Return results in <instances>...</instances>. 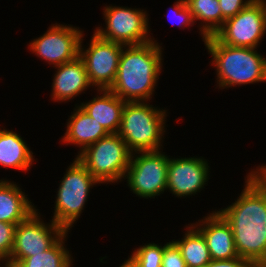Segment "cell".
I'll return each mask as SVG.
<instances>
[{
	"mask_svg": "<svg viewBox=\"0 0 266 267\" xmlns=\"http://www.w3.org/2000/svg\"><path fill=\"white\" fill-rule=\"evenodd\" d=\"M165 245L162 246L153 242L145 243L134 249L130 259L138 267H161Z\"/></svg>",
	"mask_w": 266,
	"mask_h": 267,
	"instance_id": "obj_23",
	"label": "cell"
},
{
	"mask_svg": "<svg viewBox=\"0 0 266 267\" xmlns=\"http://www.w3.org/2000/svg\"><path fill=\"white\" fill-rule=\"evenodd\" d=\"M234 203L217 210L230 224L240 258L266 267V193L249 176Z\"/></svg>",
	"mask_w": 266,
	"mask_h": 267,
	"instance_id": "obj_1",
	"label": "cell"
},
{
	"mask_svg": "<svg viewBox=\"0 0 266 267\" xmlns=\"http://www.w3.org/2000/svg\"><path fill=\"white\" fill-rule=\"evenodd\" d=\"M144 9L125 6L106 5L103 7L105 25L96 27V33L101 39L122 44L124 46L140 45L155 38L149 34V18Z\"/></svg>",
	"mask_w": 266,
	"mask_h": 267,
	"instance_id": "obj_7",
	"label": "cell"
},
{
	"mask_svg": "<svg viewBox=\"0 0 266 267\" xmlns=\"http://www.w3.org/2000/svg\"><path fill=\"white\" fill-rule=\"evenodd\" d=\"M181 240L174 242L180 248L187 267H205L212 259L202 234L188 224Z\"/></svg>",
	"mask_w": 266,
	"mask_h": 267,
	"instance_id": "obj_21",
	"label": "cell"
},
{
	"mask_svg": "<svg viewBox=\"0 0 266 267\" xmlns=\"http://www.w3.org/2000/svg\"><path fill=\"white\" fill-rule=\"evenodd\" d=\"M1 262L3 263V266H1ZM7 263L8 261L6 259L0 257V267H4Z\"/></svg>",
	"mask_w": 266,
	"mask_h": 267,
	"instance_id": "obj_30",
	"label": "cell"
},
{
	"mask_svg": "<svg viewBox=\"0 0 266 267\" xmlns=\"http://www.w3.org/2000/svg\"><path fill=\"white\" fill-rule=\"evenodd\" d=\"M27 196L16 182L1 179L0 221L17 225L34 212L36 206Z\"/></svg>",
	"mask_w": 266,
	"mask_h": 267,
	"instance_id": "obj_18",
	"label": "cell"
},
{
	"mask_svg": "<svg viewBox=\"0 0 266 267\" xmlns=\"http://www.w3.org/2000/svg\"><path fill=\"white\" fill-rule=\"evenodd\" d=\"M16 225L0 221V257L10 259L13 249Z\"/></svg>",
	"mask_w": 266,
	"mask_h": 267,
	"instance_id": "obj_24",
	"label": "cell"
},
{
	"mask_svg": "<svg viewBox=\"0 0 266 267\" xmlns=\"http://www.w3.org/2000/svg\"><path fill=\"white\" fill-rule=\"evenodd\" d=\"M88 48L80 41L79 57L82 59L90 84L96 90L109 89L116 77L124 45L101 39L93 32Z\"/></svg>",
	"mask_w": 266,
	"mask_h": 267,
	"instance_id": "obj_11",
	"label": "cell"
},
{
	"mask_svg": "<svg viewBox=\"0 0 266 267\" xmlns=\"http://www.w3.org/2000/svg\"><path fill=\"white\" fill-rule=\"evenodd\" d=\"M266 35V5L253 0L234 17L225 20L215 37L227 46L258 48Z\"/></svg>",
	"mask_w": 266,
	"mask_h": 267,
	"instance_id": "obj_9",
	"label": "cell"
},
{
	"mask_svg": "<svg viewBox=\"0 0 266 267\" xmlns=\"http://www.w3.org/2000/svg\"><path fill=\"white\" fill-rule=\"evenodd\" d=\"M132 152L117 133H109L87 146L76 157L101 184L121 182Z\"/></svg>",
	"mask_w": 266,
	"mask_h": 267,
	"instance_id": "obj_6",
	"label": "cell"
},
{
	"mask_svg": "<svg viewBox=\"0 0 266 267\" xmlns=\"http://www.w3.org/2000/svg\"><path fill=\"white\" fill-rule=\"evenodd\" d=\"M174 240L167 242L164 246L161 267H187L181 250Z\"/></svg>",
	"mask_w": 266,
	"mask_h": 267,
	"instance_id": "obj_25",
	"label": "cell"
},
{
	"mask_svg": "<svg viewBox=\"0 0 266 267\" xmlns=\"http://www.w3.org/2000/svg\"><path fill=\"white\" fill-rule=\"evenodd\" d=\"M170 11L175 14L174 18L176 17L177 24L176 21L174 22L176 25H179V28H185L186 26H188L189 28V26L191 27L195 24L192 14L185 0H176V2H174L173 4V7H170Z\"/></svg>",
	"mask_w": 266,
	"mask_h": 267,
	"instance_id": "obj_26",
	"label": "cell"
},
{
	"mask_svg": "<svg viewBox=\"0 0 266 267\" xmlns=\"http://www.w3.org/2000/svg\"><path fill=\"white\" fill-rule=\"evenodd\" d=\"M4 267H16V265H13V264H10V263H7Z\"/></svg>",
	"mask_w": 266,
	"mask_h": 267,
	"instance_id": "obj_31",
	"label": "cell"
},
{
	"mask_svg": "<svg viewBox=\"0 0 266 267\" xmlns=\"http://www.w3.org/2000/svg\"><path fill=\"white\" fill-rule=\"evenodd\" d=\"M162 49L157 40L124 46L115 80L108 90L125 102L152 100L162 72Z\"/></svg>",
	"mask_w": 266,
	"mask_h": 267,
	"instance_id": "obj_2",
	"label": "cell"
},
{
	"mask_svg": "<svg viewBox=\"0 0 266 267\" xmlns=\"http://www.w3.org/2000/svg\"><path fill=\"white\" fill-rule=\"evenodd\" d=\"M93 99L81 102L80 107L87 112L96 123H100L108 133H118L121 124L122 110L125 101L108 89L97 90Z\"/></svg>",
	"mask_w": 266,
	"mask_h": 267,
	"instance_id": "obj_16",
	"label": "cell"
},
{
	"mask_svg": "<svg viewBox=\"0 0 266 267\" xmlns=\"http://www.w3.org/2000/svg\"><path fill=\"white\" fill-rule=\"evenodd\" d=\"M205 267H255L250 261L237 257L229 260H211Z\"/></svg>",
	"mask_w": 266,
	"mask_h": 267,
	"instance_id": "obj_28",
	"label": "cell"
},
{
	"mask_svg": "<svg viewBox=\"0 0 266 267\" xmlns=\"http://www.w3.org/2000/svg\"><path fill=\"white\" fill-rule=\"evenodd\" d=\"M83 30L73 25L51 24L48 30L33 39L28 49L53 67L70 62L79 56Z\"/></svg>",
	"mask_w": 266,
	"mask_h": 267,
	"instance_id": "obj_12",
	"label": "cell"
},
{
	"mask_svg": "<svg viewBox=\"0 0 266 267\" xmlns=\"http://www.w3.org/2000/svg\"><path fill=\"white\" fill-rule=\"evenodd\" d=\"M33 152L26 141L15 131L0 129V165L28 171L34 162Z\"/></svg>",
	"mask_w": 266,
	"mask_h": 267,
	"instance_id": "obj_19",
	"label": "cell"
},
{
	"mask_svg": "<svg viewBox=\"0 0 266 267\" xmlns=\"http://www.w3.org/2000/svg\"><path fill=\"white\" fill-rule=\"evenodd\" d=\"M66 231L53 220L44 222L36 209L15 229L13 249L8 263L15 265L24 258L43 253L49 249Z\"/></svg>",
	"mask_w": 266,
	"mask_h": 267,
	"instance_id": "obj_10",
	"label": "cell"
},
{
	"mask_svg": "<svg viewBox=\"0 0 266 267\" xmlns=\"http://www.w3.org/2000/svg\"><path fill=\"white\" fill-rule=\"evenodd\" d=\"M208 164L201 156L169 158L167 190L178 198L195 196L210 179Z\"/></svg>",
	"mask_w": 266,
	"mask_h": 267,
	"instance_id": "obj_13",
	"label": "cell"
},
{
	"mask_svg": "<svg viewBox=\"0 0 266 267\" xmlns=\"http://www.w3.org/2000/svg\"><path fill=\"white\" fill-rule=\"evenodd\" d=\"M73 113L68 118L66 132L61 138V142L66 145H77L81 153L87 146L97 142L100 138L106 137L109 133L94 118L85 112L79 105H75Z\"/></svg>",
	"mask_w": 266,
	"mask_h": 267,
	"instance_id": "obj_17",
	"label": "cell"
},
{
	"mask_svg": "<svg viewBox=\"0 0 266 267\" xmlns=\"http://www.w3.org/2000/svg\"><path fill=\"white\" fill-rule=\"evenodd\" d=\"M204 46L212 57L217 87L227 89L266 82V57L257 48L227 46L214 35L206 37Z\"/></svg>",
	"mask_w": 266,
	"mask_h": 267,
	"instance_id": "obj_3",
	"label": "cell"
},
{
	"mask_svg": "<svg viewBox=\"0 0 266 267\" xmlns=\"http://www.w3.org/2000/svg\"><path fill=\"white\" fill-rule=\"evenodd\" d=\"M253 0H219L222 17L227 20L234 17Z\"/></svg>",
	"mask_w": 266,
	"mask_h": 267,
	"instance_id": "obj_27",
	"label": "cell"
},
{
	"mask_svg": "<svg viewBox=\"0 0 266 267\" xmlns=\"http://www.w3.org/2000/svg\"><path fill=\"white\" fill-rule=\"evenodd\" d=\"M67 235L68 231L45 252L18 261L16 267H72L74 259L65 245Z\"/></svg>",
	"mask_w": 266,
	"mask_h": 267,
	"instance_id": "obj_22",
	"label": "cell"
},
{
	"mask_svg": "<svg viewBox=\"0 0 266 267\" xmlns=\"http://www.w3.org/2000/svg\"><path fill=\"white\" fill-rule=\"evenodd\" d=\"M194 22L200 21L198 27L202 41L213 36L223 26L225 19L219 5V0H185Z\"/></svg>",
	"mask_w": 266,
	"mask_h": 267,
	"instance_id": "obj_20",
	"label": "cell"
},
{
	"mask_svg": "<svg viewBox=\"0 0 266 267\" xmlns=\"http://www.w3.org/2000/svg\"><path fill=\"white\" fill-rule=\"evenodd\" d=\"M60 180L52 220L65 231L71 230L85 209L90 189L100 184L75 157Z\"/></svg>",
	"mask_w": 266,
	"mask_h": 267,
	"instance_id": "obj_5",
	"label": "cell"
},
{
	"mask_svg": "<svg viewBox=\"0 0 266 267\" xmlns=\"http://www.w3.org/2000/svg\"><path fill=\"white\" fill-rule=\"evenodd\" d=\"M162 150L132 153L123 179L136 196L155 198L167 190L169 157Z\"/></svg>",
	"mask_w": 266,
	"mask_h": 267,
	"instance_id": "obj_8",
	"label": "cell"
},
{
	"mask_svg": "<svg viewBox=\"0 0 266 267\" xmlns=\"http://www.w3.org/2000/svg\"><path fill=\"white\" fill-rule=\"evenodd\" d=\"M119 267H135V263L128 256V259L124 261V263H122Z\"/></svg>",
	"mask_w": 266,
	"mask_h": 267,
	"instance_id": "obj_29",
	"label": "cell"
},
{
	"mask_svg": "<svg viewBox=\"0 0 266 267\" xmlns=\"http://www.w3.org/2000/svg\"><path fill=\"white\" fill-rule=\"evenodd\" d=\"M167 113V110L150 105L148 101L126 102L117 134L132 153L161 150Z\"/></svg>",
	"mask_w": 266,
	"mask_h": 267,
	"instance_id": "obj_4",
	"label": "cell"
},
{
	"mask_svg": "<svg viewBox=\"0 0 266 267\" xmlns=\"http://www.w3.org/2000/svg\"><path fill=\"white\" fill-rule=\"evenodd\" d=\"M53 68L57 69L51 86V99L54 102H70L81 93H85L87 88L93 87L89 82L85 65L79 56Z\"/></svg>",
	"mask_w": 266,
	"mask_h": 267,
	"instance_id": "obj_15",
	"label": "cell"
},
{
	"mask_svg": "<svg viewBox=\"0 0 266 267\" xmlns=\"http://www.w3.org/2000/svg\"><path fill=\"white\" fill-rule=\"evenodd\" d=\"M192 225L205 239L212 260H229L239 257L232 228L216 209Z\"/></svg>",
	"mask_w": 266,
	"mask_h": 267,
	"instance_id": "obj_14",
	"label": "cell"
}]
</instances>
